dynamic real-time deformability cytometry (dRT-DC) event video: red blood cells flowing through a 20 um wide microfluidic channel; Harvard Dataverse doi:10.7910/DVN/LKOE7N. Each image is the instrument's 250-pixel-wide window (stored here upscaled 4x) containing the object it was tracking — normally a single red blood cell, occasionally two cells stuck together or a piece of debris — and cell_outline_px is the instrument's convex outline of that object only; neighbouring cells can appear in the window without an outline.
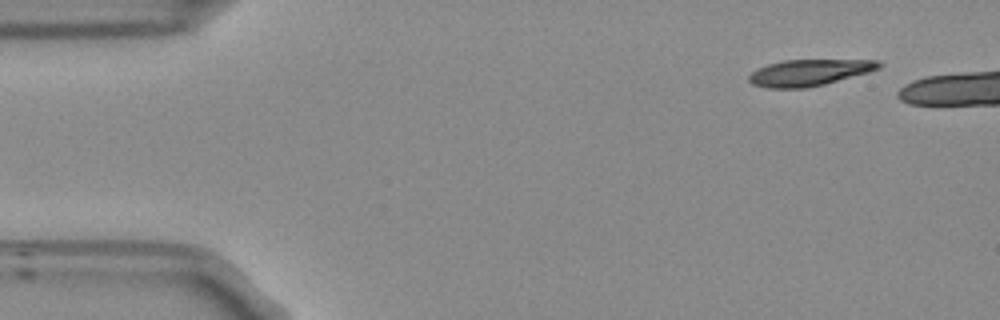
{"species": "Egyptian fruit bat (a non-hibernating species)", "species_latin": "Rousettus aegyptiacus", "temperature_condition": "room temperature", "stored_images_in_passage": 40, "camera_frame_rate_fps": 3000, "um_per_image_px": 0.085, "frame": {"image": 1, "passage_image": 1, "time_ms": 0.0, "image_size_px": [1000, 320], "cell_outline_px": [[884, 64], [880, 68], [868, 72], [824, 84], [804, 88], [768, 88], [752, 84], [748, 80], [748, 76], [756, 68], [768, 64], [784, 60], [880, 60]], "centroid_in_image_um": [68.77, 6.16], "position_along_channel_um": 16.2, "area_um2": 19.94}}
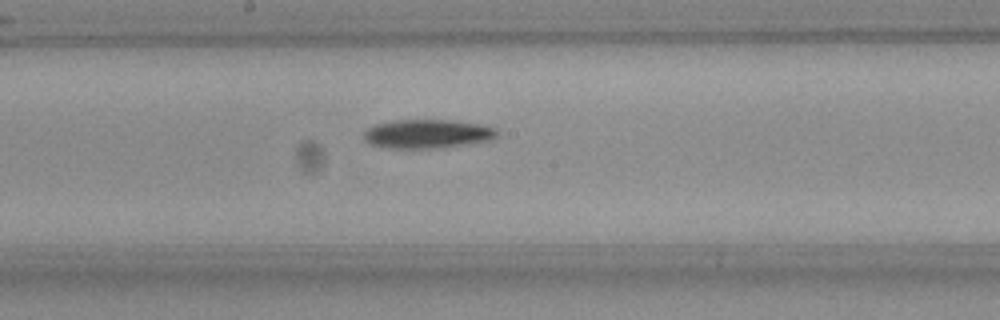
{"frame": {"image": 2, "passage_image": 24, "time_ms": 7.667, "image_size_px": [1000, 320], "cell_outline_px": [[500, 132], [496, 136], [488, 140], [460, 144], [428, 148], [392, 148], [372, 144], [364, 140], [364, 132], [368, 128], [376, 124], [396, 120], [456, 120], [480, 124], [496, 128]], "centroid_in_image_um": [36.32, 11.35], "position_along_channel_um": 211.9, "area_um2": 21.96}}
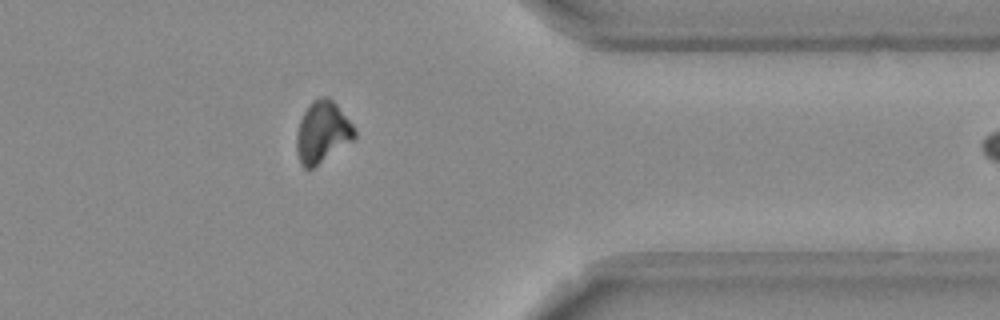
{"frame": {"image": 3, "passage_image": 39, "time_ms": 12.667, "image_size_px": [1000, 320], "cell_outline_px": [[356, 136], [352, 140], [312, 168], [304, 168], [300, 164], [296, 148], [296, 136], [300, 120], [308, 104], [312, 100], [320, 96], [328, 96], [336, 104], [352, 124], [356, 132]], "centroid_in_image_um": [27.37, 11.2], "position_along_channel_um": 384.0, "area_um2": 20.52}}